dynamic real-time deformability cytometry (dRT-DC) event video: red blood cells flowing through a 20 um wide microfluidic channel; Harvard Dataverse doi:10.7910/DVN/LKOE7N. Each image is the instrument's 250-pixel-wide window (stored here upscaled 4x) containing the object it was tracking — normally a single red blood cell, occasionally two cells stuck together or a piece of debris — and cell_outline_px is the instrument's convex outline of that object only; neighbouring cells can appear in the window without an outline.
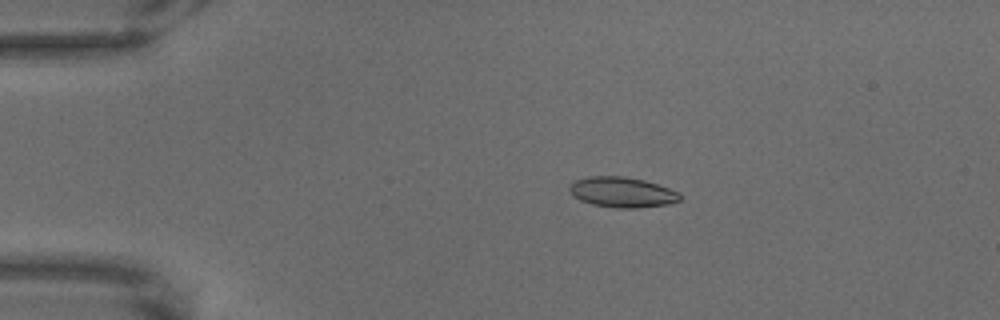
{"species": "common noctule bat (a hibernating species)", "species_latin": "Nyctalus noctula", "temperature_condition": "warm", "stored_images_in_passage": 66, "camera_frame_rate_fps": 3000, "um_per_image_px": 0.085, "animal": {"sex": "male", "body_mass_g": 18.8}, "frame": {"image": 1, "passage_image": 13, "time_ms": 4.0, "image_size_px": [1000, 320], "cell_outline_px": [[680, 200], [668, 204], [636, 208], [616, 208], [592, 204], [580, 200], [572, 196], [568, 192], [568, 188], [576, 180], [588, 176], [624, 176], [644, 180], [680, 192]], "centroid_in_image_um": [52.85, 16.34], "position_along_channel_um": 32.1, "area_um2": 19.54}}
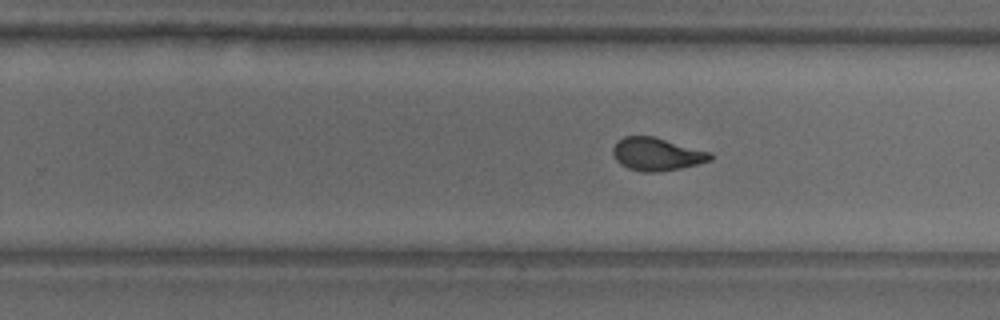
{"frame": {"image": 2, "passage_image": 42, "time_ms": 13.667, "image_size_px": [1000, 320], "cell_outline_px": [[712, 160], [680, 168], [656, 172], [640, 172], [628, 168], [620, 164], [616, 160], [612, 152], [612, 148], [624, 136], [652, 136], [712, 152]], "centroid_in_image_um": [55.82, 13.11], "position_along_channel_um": 274.0, "area_um2": 18.55}}
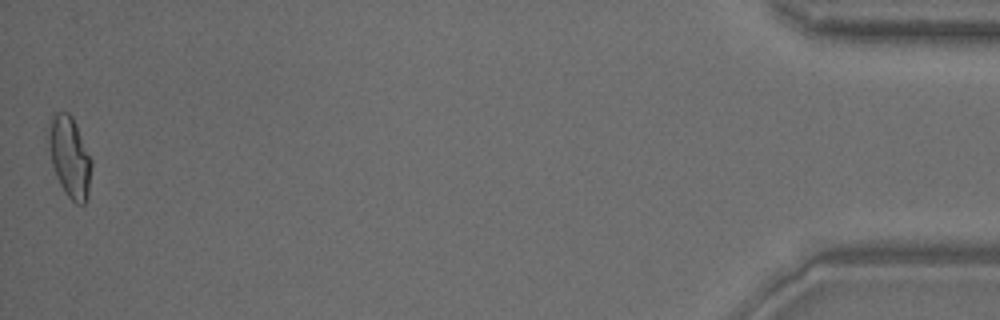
{"frame": {"image": 3, "passage_image": 66, "time_ms": 21.667, "image_size_px": [1000, 320], "cell_outline_px": [[92, 164], [88, 196], [84, 204], [76, 204], [64, 192], [56, 176], [52, 164], [44, 136], [52, 112], [68, 112], [72, 116], [76, 124], [92, 160]], "centroid_in_image_um": [5.87, 13.28], "position_along_channel_um": 429.3, "area_um2": 20.87}}